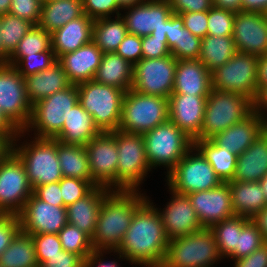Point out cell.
Returning <instances> with one entry per match:
<instances>
[{"mask_svg":"<svg viewBox=\"0 0 267 267\" xmlns=\"http://www.w3.org/2000/svg\"><path fill=\"white\" fill-rule=\"evenodd\" d=\"M177 60L172 56L142 58L134 65L132 89L136 92L169 98L175 81Z\"/></svg>","mask_w":267,"mask_h":267,"instance_id":"obj_15","label":"cell"},{"mask_svg":"<svg viewBox=\"0 0 267 267\" xmlns=\"http://www.w3.org/2000/svg\"><path fill=\"white\" fill-rule=\"evenodd\" d=\"M264 16H265V18H266V20H267V9H266L265 12H264Z\"/></svg>","mask_w":267,"mask_h":267,"instance_id":"obj_71","label":"cell"},{"mask_svg":"<svg viewBox=\"0 0 267 267\" xmlns=\"http://www.w3.org/2000/svg\"><path fill=\"white\" fill-rule=\"evenodd\" d=\"M166 178L170 189L184 195L211 190L223 182L195 145L179 160Z\"/></svg>","mask_w":267,"mask_h":267,"instance_id":"obj_10","label":"cell"},{"mask_svg":"<svg viewBox=\"0 0 267 267\" xmlns=\"http://www.w3.org/2000/svg\"><path fill=\"white\" fill-rule=\"evenodd\" d=\"M111 254L112 251L94 250L84 261V267H120L118 260H104V254Z\"/></svg>","mask_w":267,"mask_h":267,"instance_id":"obj_59","label":"cell"},{"mask_svg":"<svg viewBox=\"0 0 267 267\" xmlns=\"http://www.w3.org/2000/svg\"><path fill=\"white\" fill-rule=\"evenodd\" d=\"M258 59L256 55L237 51L211 73L212 89L240 94L254 102L258 92Z\"/></svg>","mask_w":267,"mask_h":267,"instance_id":"obj_12","label":"cell"},{"mask_svg":"<svg viewBox=\"0 0 267 267\" xmlns=\"http://www.w3.org/2000/svg\"><path fill=\"white\" fill-rule=\"evenodd\" d=\"M58 235L63 250L75 253L84 260L94 251L91 238L76 226L67 223Z\"/></svg>","mask_w":267,"mask_h":267,"instance_id":"obj_43","label":"cell"},{"mask_svg":"<svg viewBox=\"0 0 267 267\" xmlns=\"http://www.w3.org/2000/svg\"><path fill=\"white\" fill-rule=\"evenodd\" d=\"M267 85V54L258 59V90Z\"/></svg>","mask_w":267,"mask_h":267,"instance_id":"obj_65","label":"cell"},{"mask_svg":"<svg viewBox=\"0 0 267 267\" xmlns=\"http://www.w3.org/2000/svg\"><path fill=\"white\" fill-rule=\"evenodd\" d=\"M169 119L168 98L128 90L118 130L143 135Z\"/></svg>","mask_w":267,"mask_h":267,"instance_id":"obj_9","label":"cell"},{"mask_svg":"<svg viewBox=\"0 0 267 267\" xmlns=\"http://www.w3.org/2000/svg\"><path fill=\"white\" fill-rule=\"evenodd\" d=\"M250 219L242 216H233L214 224L210 229L215 235L219 254L222 258L228 256L237 247L238 232Z\"/></svg>","mask_w":267,"mask_h":267,"instance_id":"obj_41","label":"cell"},{"mask_svg":"<svg viewBox=\"0 0 267 267\" xmlns=\"http://www.w3.org/2000/svg\"><path fill=\"white\" fill-rule=\"evenodd\" d=\"M39 267L63 250L58 234L31 235Z\"/></svg>","mask_w":267,"mask_h":267,"instance_id":"obj_48","label":"cell"},{"mask_svg":"<svg viewBox=\"0 0 267 267\" xmlns=\"http://www.w3.org/2000/svg\"><path fill=\"white\" fill-rule=\"evenodd\" d=\"M234 12L212 7L208 11L207 35L210 36H232Z\"/></svg>","mask_w":267,"mask_h":267,"instance_id":"obj_46","label":"cell"},{"mask_svg":"<svg viewBox=\"0 0 267 267\" xmlns=\"http://www.w3.org/2000/svg\"><path fill=\"white\" fill-rule=\"evenodd\" d=\"M94 20L92 41L103 53L115 52L128 34L121 15Z\"/></svg>","mask_w":267,"mask_h":267,"instance_id":"obj_38","label":"cell"},{"mask_svg":"<svg viewBox=\"0 0 267 267\" xmlns=\"http://www.w3.org/2000/svg\"><path fill=\"white\" fill-rule=\"evenodd\" d=\"M59 183L64 207H67L75 201L83 198L95 186H98L93 180H80L70 177H63Z\"/></svg>","mask_w":267,"mask_h":267,"instance_id":"obj_47","label":"cell"},{"mask_svg":"<svg viewBox=\"0 0 267 267\" xmlns=\"http://www.w3.org/2000/svg\"><path fill=\"white\" fill-rule=\"evenodd\" d=\"M188 197L203 228H211L235 216L229 182H222L211 190L190 193Z\"/></svg>","mask_w":267,"mask_h":267,"instance_id":"obj_20","label":"cell"},{"mask_svg":"<svg viewBox=\"0 0 267 267\" xmlns=\"http://www.w3.org/2000/svg\"><path fill=\"white\" fill-rule=\"evenodd\" d=\"M222 259L213 231L203 228L169 240L161 267H214Z\"/></svg>","mask_w":267,"mask_h":267,"instance_id":"obj_5","label":"cell"},{"mask_svg":"<svg viewBox=\"0 0 267 267\" xmlns=\"http://www.w3.org/2000/svg\"><path fill=\"white\" fill-rule=\"evenodd\" d=\"M133 69L134 65L116 52L104 53L94 80L127 92L132 89Z\"/></svg>","mask_w":267,"mask_h":267,"instance_id":"obj_32","label":"cell"},{"mask_svg":"<svg viewBox=\"0 0 267 267\" xmlns=\"http://www.w3.org/2000/svg\"><path fill=\"white\" fill-rule=\"evenodd\" d=\"M1 38V35H0ZM8 55L3 51L2 44L0 41V65L7 64L8 62Z\"/></svg>","mask_w":267,"mask_h":267,"instance_id":"obj_69","label":"cell"},{"mask_svg":"<svg viewBox=\"0 0 267 267\" xmlns=\"http://www.w3.org/2000/svg\"><path fill=\"white\" fill-rule=\"evenodd\" d=\"M101 133L93 117L78 102L66 117L61 132L54 138L60 143L85 146L92 138Z\"/></svg>","mask_w":267,"mask_h":267,"instance_id":"obj_29","label":"cell"},{"mask_svg":"<svg viewBox=\"0 0 267 267\" xmlns=\"http://www.w3.org/2000/svg\"><path fill=\"white\" fill-rule=\"evenodd\" d=\"M159 208L148 199L136 210L122 243L112 251L121 261L141 267H161L169 239Z\"/></svg>","mask_w":267,"mask_h":267,"instance_id":"obj_1","label":"cell"},{"mask_svg":"<svg viewBox=\"0 0 267 267\" xmlns=\"http://www.w3.org/2000/svg\"><path fill=\"white\" fill-rule=\"evenodd\" d=\"M234 267H267V242L250 255L234 260Z\"/></svg>","mask_w":267,"mask_h":267,"instance_id":"obj_58","label":"cell"},{"mask_svg":"<svg viewBox=\"0 0 267 267\" xmlns=\"http://www.w3.org/2000/svg\"><path fill=\"white\" fill-rule=\"evenodd\" d=\"M259 184L263 190L265 199L267 201V174L259 181Z\"/></svg>","mask_w":267,"mask_h":267,"instance_id":"obj_70","label":"cell"},{"mask_svg":"<svg viewBox=\"0 0 267 267\" xmlns=\"http://www.w3.org/2000/svg\"><path fill=\"white\" fill-rule=\"evenodd\" d=\"M32 194L27 171L11 151L0 161V214L18 215Z\"/></svg>","mask_w":267,"mask_h":267,"instance_id":"obj_13","label":"cell"},{"mask_svg":"<svg viewBox=\"0 0 267 267\" xmlns=\"http://www.w3.org/2000/svg\"><path fill=\"white\" fill-rule=\"evenodd\" d=\"M102 50L91 41L73 52L65 53L57 61L62 65L72 85L94 80L103 57Z\"/></svg>","mask_w":267,"mask_h":267,"instance_id":"obj_24","label":"cell"},{"mask_svg":"<svg viewBox=\"0 0 267 267\" xmlns=\"http://www.w3.org/2000/svg\"><path fill=\"white\" fill-rule=\"evenodd\" d=\"M93 23L94 20L84 14L53 31L51 33L52 50L56 58L90 43L93 36Z\"/></svg>","mask_w":267,"mask_h":267,"instance_id":"obj_27","label":"cell"},{"mask_svg":"<svg viewBox=\"0 0 267 267\" xmlns=\"http://www.w3.org/2000/svg\"><path fill=\"white\" fill-rule=\"evenodd\" d=\"M229 186L235 215L251 219L267 206L259 182L229 181Z\"/></svg>","mask_w":267,"mask_h":267,"instance_id":"obj_33","label":"cell"},{"mask_svg":"<svg viewBox=\"0 0 267 267\" xmlns=\"http://www.w3.org/2000/svg\"><path fill=\"white\" fill-rule=\"evenodd\" d=\"M213 6L234 13L241 11V0H212Z\"/></svg>","mask_w":267,"mask_h":267,"instance_id":"obj_64","label":"cell"},{"mask_svg":"<svg viewBox=\"0 0 267 267\" xmlns=\"http://www.w3.org/2000/svg\"><path fill=\"white\" fill-rule=\"evenodd\" d=\"M120 14L125 21L128 33L144 37L156 35L167 37V20L172 12L171 3L166 0H146L140 4L123 8Z\"/></svg>","mask_w":267,"mask_h":267,"instance_id":"obj_17","label":"cell"},{"mask_svg":"<svg viewBox=\"0 0 267 267\" xmlns=\"http://www.w3.org/2000/svg\"><path fill=\"white\" fill-rule=\"evenodd\" d=\"M33 194L46 203L54 206H64L59 182L38 186L33 190Z\"/></svg>","mask_w":267,"mask_h":267,"instance_id":"obj_55","label":"cell"},{"mask_svg":"<svg viewBox=\"0 0 267 267\" xmlns=\"http://www.w3.org/2000/svg\"><path fill=\"white\" fill-rule=\"evenodd\" d=\"M82 5L84 14L92 20L114 17V13L119 16L123 10L118 0H82Z\"/></svg>","mask_w":267,"mask_h":267,"instance_id":"obj_49","label":"cell"},{"mask_svg":"<svg viewBox=\"0 0 267 267\" xmlns=\"http://www.w3.org/2000/svg\"><path fill=\"white\" fill-rule=\"evenodd\" d=\"M184 21V27L194 36L204 38L207 35L208 11L187 12L180 14Z\"/></svg>","mask_w":267,"mask_h":267,"instance_id":"obj_53","label":"cell"},{"mask_svg":"<svg viewBox=\"0 0 267 267\" xmlns=\"http://www.w3.org/2000/svg\"><path fill=\"white\" fill-rule=\"evenodd\" d=\"M253 112V102L240 94L211 89L207 97L200 140L212 138Z\"/></svg>","mask_w":267,"mask_h":267,"instance_id":"obj_6","label":"cell"},{"mask_svg":"<svg viewBox=\"0 0 267 267\" xmlns=\"http://www.w3.org/2000/svg\"><path fill=\"white\" fill-rule=\"evenodd\" d=\"M142 58H162L170 56V49L167 47V37L148 35L142 37Z\"/></svg>","mask_w":267,"mask_h":267,"instance_id":"obj_51","label":"cell"},{"mask_svg":"<svg viewBox=\"0 0 267 267\" xmlns=\"http://www.w3.org/2000/svg\"><path fill=\"white\" fill-rule=\"evenodd\" d=\"M211 79V72L198 59L177 60L172 94L208 96Z\"/></svg>","mask_w":267,"mask_h":267,"instance_id":"obj_25","label":"cell"},{"mask_svg":"<svg viewBox=\"0 0 267 267\" xmlns=\"http://www.w3.org/2000/svg\"><path fill=\"white\" fill-rule=\"evenodd\" d=\"M92 180L98 185L117 190L118 149L116 131L101 132L85 145Z\"/></svg>","mask_w":267,"mask_h":267,"instance_id":"obj_16","label":"cell"},{"mask_svg":"<svg viewBox=\"0 0 267 267\" xmlns=\"http://www.w3.org/2000/svg\"><path fill=\"white\" fill-rule=\"evenodd\" d=\"M77 103V85H71L39 100L32 105L30 121L23 131H34L35 138L54 139L61 132L66 117Z\"/></svg>","mask_w":267,"mask_h":267,"instance_id":"obj_8","label":"cell"},{"mask_svg":"<svg viewBox=\"0 0 267 267\" xmlns=\"http://www.w3.org/2000/svg\"><path fill=\"white\" fill-rule=\"evenodd\" d=\"M0 110L19 130L23 131L31 118L24 77L14 66L0 65Z\"/></svg>","mask_w":267,"mask_h":267,"instance_id":"obj_14","label":"cell"},{"mask_svg":"<svg viewBox=\"0 0 267 267\" xmlns=\"http://www.w3.org/2000/svg\"><path fill=\"white\" fill-rule=\"evenodd\" d=\"M19 132L0 110V133H4L13 142Z\"/></svg>","mask_w":267,"mask_h":267,"instance_id":"obj_63","label":"cell"},{"mask_svg":"<svg viewBox=\"0 0 267 267\" xmlns=\"http://www.w3.org/2000/svg\"><path fill=\"white\" fill-rule=\"evenodd\" d=\"M264 243L259 229L250 219L238 232L237 247L228 257L236 260L248 256Z\"/></svg>","mask_w":267,"mask_h":267,"instance_id":"obj_44","label":"cell"},{"mask_svg":"<svg viewBox=\"0 0 267 267\" xmlns=\"http://www.w3.org/2000/svg\"><path fill=\"white\" fill-rule=\"evenodd\" d=\"M111 191L107 187L95 186L83 198L66 207L68 223L78 227L92 238L103 198Z\"/></svg>","mask_w":267,"mask_h":267,"instance_id":"obj_26","label":"cell"},{"mask_svg":"<svg viewBox=\"0 0 267 267\" xmlns=\"http://www.w3.org/2000/svg\"><path fill=\"white\" fill-rule=\"evenodd\" d=\"M146 0H118L119 5L124 8V7H128V6H132V5H136V4H140L142 2H144Z\"/></svg>","mask_w":267,"mask_h":267,"instance_id":"obj_68","label":"cell"},{"mask_svg":"<svg viewBox=\"0 0 267 267\" xmlns=\"http://www.w3.org/2000/svg\"><path fill=\"white\" fill-rule=\"evenodd\" d=\"M33 26L34 24L28 20L21 19L10 13L0 16V41L3 51L10 56L19 41Z\"/></svg>","mask_w":267,"mask_h":267,"instance_id":"obj_42","label":"cell"},{"mask_svg":"<svg viewBox=\"0 0 267 267\" xmlns=\"http://www.w3.org/2000/svg\"><path fill=\"white\" fill-rule=\"evenodd\" d=\"M24 80L31 105L72 85L58 61L42 72L24 77Z\"/></svg>","mask_w":267,"mask_h":267,"instance_id":"obj_30","label":"cell"},{"mask_svg":"<svg viewBox=\"0 0 267 267\" xmlns=\"http://www.w3.org/2000/svg\"><path fill=\"white\" fill-rule=\"evenodd\" d=\"M52 50L51 33L34 25L19 41L14 52L8 57L7 64L15 66L24 56Z\"/></svg>","mask_w":267,"mask_h":267,"instance_id":"obj_40","label":"cell"},{"mask_svg":"<svg viewBox=\"0 0 267 267\" xmlns=\"http://www.w3.org/2000/svg\"><path fill=\"white\" fill-rule=\"evenodd\" d=\"M266 129V118L252 112L241 122L210 138L216 145L227 149L237 157L241 155Z\"/></svg>","mask_w":267,"mask_h":267,"instance_id":"obj_23","label":"cell"},{"mask_svg":"<svg viewBox=\"0 0 267 267\" xmlns=\"http://www.w3.org/2000/svg\"><path fill=\"white\" fill-rule=\"evenodd\" d=\"M57 154L63 177L92 180L85 146L63 144L57 140Z\"/></svg>","mask_w":267,"mask_h":267,"instance_id":"obj_36","label":"cell"},{"mask_svg":"<svg viewBox=\"0 0 267 267\" xmlns=\"http://www.w3.org/2000/svg\"><path fill=\"white\" fill-rule=\"evenodd\" d=\"M1 267H39L32 236L21 229L0 255Z\"/></svg>","mask_w":267,"mask_h":267,"instance_id":"obj_35","label":"cell"},{"mask_svg":"<svg viewBox=\"0 0 267 267\" xmlns=\"http://www.w3.org/2000/svg\"><path fill=\"white\" fill-rule=\"evenodd\" d=\"M20 229L17 215L0 214V255L10 245L13 237Z\"/></svg>","mask_w":267,"mask_h":267,"instance_id":"obj_54","label":"cell"},{"mask_svg":"<svg viewBox=\"0 0 267 267\" xmlns=\"http://www.w3.org/2000/svg\"><path fill=\"white\" fill-rule=\"evenodd\" d=\"M253 111L267 118V85L258 90L253 102Z\"/></svg>","mask_w":267,"mask_h":267,"instance_id":"obj_60","label":"cell"},{"mask_svg":"<svg viewBox=\"0 0 267 267\" xmlns=\"http://www.w3.org/2000/svg\"><path fill=\"white\" fill-rule=\"evenodd\" d=\"M172 12L182 14L187 12H204L213 7L212 0H171Z\"/></svg>","mask_w":267,"mask_h":267,"instance_id":"obj_56","label":"cell"},{"mask_svg":"<svg viewBox=\"0 0 267 267\" xmlns=\"http://www.w3.org/2000/svg\"><path fill=\"white\" fill-rule=\"evenodd\" d=\"M232 38L236 51L261 57L267 54V20L264 13L235 14Z\"/></svg>","mask_w":267,"mask_h":267,"instance_id":"obj_19","label":"cell"},{"mask_svg":"<svg viewBox=\"0 0 267 267\" xmlns=\"http://www.w3.org/2000/svg\"><path fill=\"white\" fill-rule=\"evenodd\" d=\"M12 143L4 133H0V158H5L12 151Z\"/></svg>","mask_w":267,"mask_h":267,"instance_id":"obj_66","label":"cell"},{"mask_svg":"<svg viewBox=\"0 0 267 267\" xmlns=\"http://www.w3.org/2000/svg\"><path fill=\"white\" fill-rule=\"evenodd\" d=\"M42 0H11L9 13L38 25L41 18Z\"/></svg>","mask_w":267,"mask_h":267,"instance_id":"obj_50","label":"cell"},{"mask_svg":"<svg viewBox=\"0 0 267 267\" xmlns=\"http://www.w3.org/2000/svg\"><path fill=\"white\" fill-rule=\"evenodd\" d=\"M267 9V0H241V11L264 13Z\"/></svg>","mask_w":267,"mask_h":267,"instance_id":"obj_62","label":"cell"},{"mask_svg":"<svg viewBox=\"0 0 267 267\" xmlns=\"http://www.w3.org/2000/svg\"><path fill=\"white\" fill-rule=\"evenodd\" d=\"M84 15L82 0L43 1L39 26L52 33L69 21Z\"/></svg>","mask_w":267,"mask_h":267,"instance_id":"obj_34","label":"cell"},{"mask_svg":"<svg viewBox=\"0 0 267 267\" xmlns=\"http://www.w3.org/2000/svg\"><path fill=\"white\" fill-rule=\"evenodd\" d=\"M207 97L171 94L168 98L169 120L193 141L200 140Z\"/></svg>","mask_w":267,"mask_h":267,"instance_id":"obj_22","label":"cell"},{"mask_svg":"<svg viewBox=\"0 0 267 267\" xmlns=\"http://www.w3.org/2000/svg\"><path fill=\"white\" fill-rule=\"evenodd\" d=\"M171 200L159 213L169 240L186 236L203 229L188 195L179 194L169 188Z\"/></svg>","mask_w":267,"mask_h":267,"instance_id":"obj_21","label":"cell"},{"mask_svg":"<svg viewBox=\"0 0 267 267\" xmlns=\"http://www.w3.org/2000/svg\"><path fill=\"white\" fill-rule=\"evenodd\" d=\"M24 134V131H20L13 140L12 152L23 163L33 190L38 186L59 182L63 175L58 160L57 140L33 136L32 141L25 140L20 144L18 141Z\"/></svg>","mask_w":267,"mask_h":267,"instance_id":"obj_3","label":"cell"},{"mask_svg":"<svg viewBox=\"0 0 267 267\" xmlns=\"http://www.w3.org/2000/svg\"><path fill=\"white\" fill-rule=\"evenodd\" d=\"M232 36L206 35L201 41L200 56L198 58L212 73L226 64L236 53Z\"/></svg>","mask_w":267,"mask_h":267,"instance_id":"obj_37","label":"cell"},{"mask_svg":"<svg viewBox=\"0 0 267 267\" xmlns=\"http://www.w3.org/2000/svg\"><path fill=\"white\" fill-rule=\"evenodd\" d=\"M78 102L101 132L118 130L125 91L95 80L77 85Z\"/></svg>","mask_w":267,"mask_h":267,"instance_id":"obj_4","label":"cell"},{"mask_svg":"<svg viewBox=\"0 0 267 267\" xmlns=\"http://www.w3.org/2000/svg\"><path fill=\"white\" fill-rule=\"evenodd\" d=\"M151 169L163 166L168 174L194 146V141L169 119L143 134Z\"/></svg>","mask_w":267,"mask_h":267,"instance_id":"obj_7","label":"cell"},{"mask_svg":"<svg viewBox=\"0 0 267 267\" xmlns=\"http://www.w3.org/2000/svg\"><path fill=\"white\" fill-rule=\"evenodd\" d=\"M142 37L128 33L115 51L124 60L135 65L142 59Z\"/></svg>","mask_w":267,"mask_h":267,"instance_id":"obj_52","label":"cell"},{"mask_svg":"<svg viewBox=\"0 0 267 267\" xmlns=\"http://www.w3.org/2000/svg\"><path fill=\"white\" fill-rule=\"evenodd\" d=\"M139 190H111L102 200L91 243L94 250L116 251L136 210L148 199Z\"/></svg>","mask_w":267,"mask_h":267,"instance_id":"obj_2","label":"cell"},{"mask_svg":"<svg viewBox=\"0 0 267 267\" xmlns=\"http://www.w3.org/2000/svg\"><path fill=\"white\" fill-rule=\"evenodd\" d=\"M84 261L81 256L62 250L57 255L49 257L40 267H84Z\"/></svg>","mask_w":267,"mask_h":267,"instance_id":"obj_57","label":"cell"},{"mask_svg":"<svg viewBox=\"0 0 267 267\" xmlns=\"http://www.w3.org/2000/svg\"><path fill=\"white\" fill-rule=\"evenodd\" d=\"M118 149L117 190H139L148 171H152L146 157L143 135L116 130Z\"/></svg>","mask_w":267,"mask_h":267,"instance_id":"obj_11","label":"cell"},{"mask_svg":"<svg viewBox=\"0 0 267 267\" xmlns=\"http://www.w3.org/2000/svg\"><path fill=\"white\" fill-rule=\"evenodd\" d=\"M167 47L176 60L198 59L202 39L184 27L181 15L172 13L167 20Z\"/></svg>","mask_w":267,"mask_h":267,"instance_id":"obj_31","label":"cell"},{"mask_svg":"<svg viewBox=\"0 0 267 267\" xmlns=\"http://www.w3.org/2000/svg\"><path fill=\"white\" fill-rule=\"evenodd\" d=\"M11 0H0V16L9 13Z\"/></svg>","mask_w":267,"mask_h":267,"instance_id":"obj_67","label":"cell"},{"mask_svg":"<svg viewBox=\"0 0 267 267\" xmlns=\"http://www.w3.org/2000/svg\"><path fill=\"white\" fill-rule=\"evenodd\" d=\"M267 174V129L237 158L232 181L259 182Z\"/></svg>","mask_w":267,"mask_h":267,"instance_id":"obj_28","label":"cell"},{"mask_svg":"<svg viewBox=\"0 0 267 267\" xmlns=\"http://www.w3.org/2000/svg\"><path fill=\"white\" fill-rule=\"evenodd\" d=\"M55 62L57 58L54 51H43L24 56L14 67L23 77H27L46 70Z\"/></svg>","mask_w":267,"mask_h":267,"instance_id":"obj_45","label":"cell"},{"mask_svg":"<svg viewBox=\"0 0 267 267\" xmlns=\"http://www.w3.org/2000/svg\"><path fill=\"white\" fill-rule=\"evenodd\" d=\"M17 216L21 230L30 235L58 234L68 223L66 207L46 203L34 194Z\"/></svg>","mask_w":267,"mask_h":267,"instance_id":"obj_18","label":"cell"},{"mask_svg":"<svg viewBox=\"0 0 267 267\" xmlns=\"http://www.w3.org/2000/svg\"><path fill=\"white\" fill-rule=\"evenodd\" d=\"M194 145L206 157L208 163L223 182L233 180L238 158L236 155L216 145L211 139L195 140Z\"/></svg>","mask_w":267,"mask_h":267,"instance_id":"obj_39","label":"cell"},{"mask_svg":"<svg viewBox=\"0 0 267 267\" xmlns=\"http://www.w3.org/2000/svg\"><path fill=\"white\" fill-rule=\"evenodd\" d=\"M251 221L259 229L264 238V242H267V206H265L261 211L257 212L251 218Z\"/></svg>","mask_w":267,"mask_h":267,"instance_id":"obj_61","label":"cell"}]
</instances>
